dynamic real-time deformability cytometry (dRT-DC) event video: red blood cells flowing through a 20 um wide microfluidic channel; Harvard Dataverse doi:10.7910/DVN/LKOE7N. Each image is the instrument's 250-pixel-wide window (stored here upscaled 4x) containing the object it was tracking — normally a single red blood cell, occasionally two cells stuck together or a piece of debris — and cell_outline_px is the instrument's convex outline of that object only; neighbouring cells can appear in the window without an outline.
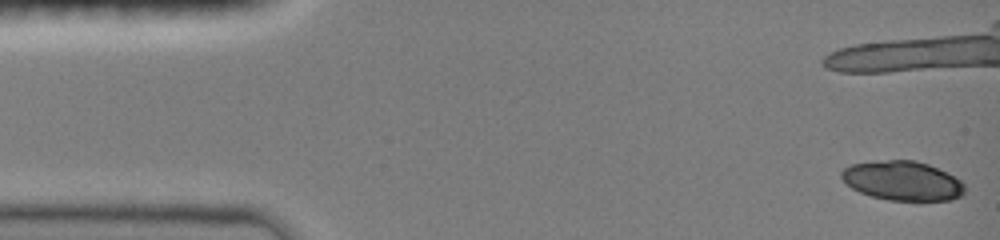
{"species": "common noctule bat (a hibernating species)", "species_latin": "Nyctalus noctula", "temperature_condition": "room temperature", "stored_images_in_passage": 15, "camera_frame_rate_fps": 3000, "um_per_image_px": 0.085, "animal": {"sex": "female", "body_mass_g": 19.0, "forearm_length_mm": 51.5}, "frame": {"image": 1, "passage_image": 1, "time_ms": 0.0, "image_size_px": [1000, 240], "cell_outline_px": [[964, 196], [952, 200], [920, 204], [916, 204], [888, 200], [872, 196], [860, 192], [852, 188], [840, 176], [840, 172], [844, 168], [852, 164], [872, 160], [916, 160], [928, 164], [948, 172], [960, 180], [964, 184]], "centroid_in_image_um": [76.78, 15.41], "position_along_channel_um": 8.2, "area_um2": 29.48}}